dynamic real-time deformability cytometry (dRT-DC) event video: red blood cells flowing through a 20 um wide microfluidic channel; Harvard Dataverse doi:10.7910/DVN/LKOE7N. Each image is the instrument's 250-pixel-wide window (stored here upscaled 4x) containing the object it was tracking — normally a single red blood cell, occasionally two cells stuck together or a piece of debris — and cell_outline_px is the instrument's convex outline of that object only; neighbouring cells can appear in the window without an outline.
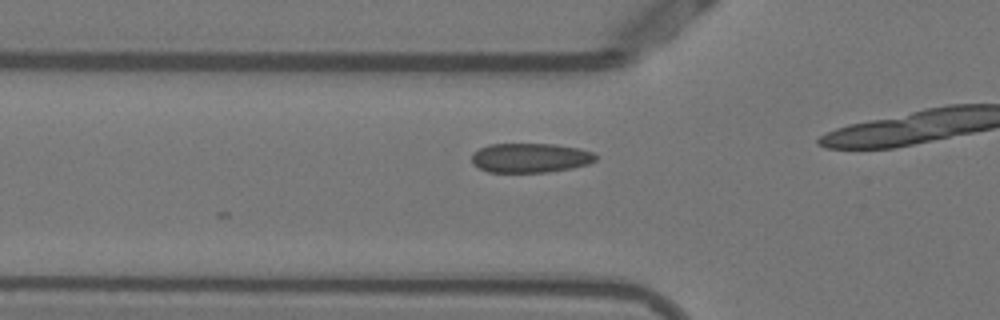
{"species": "Egyptian fruit bat (a non-hibernating species)", "species_latin": "Rousettus aegyptiacus", "temperature_condition": "warm", "stored_images_in_passage": 7, "camera_frame_rate_fps": 3000, "um_per_image_px": 0.085, "animal": {"sex": "female"}, "frame": {"image": 1, "passage_image": 3, "time_ms": 0.667, "image_size_px": [1000, 320], "cell_outline_px": [[596, 160], [588, 164], [572, 168], [548, 172], [488, 172], [472, 164], [472, 152], [488, 144], [556, 144], [580, 148], [596, 152]], "centroid_in_image_um": [45.09, 13.41], "position_along_channel_um": 80.7, "area_um2": 21.5}}
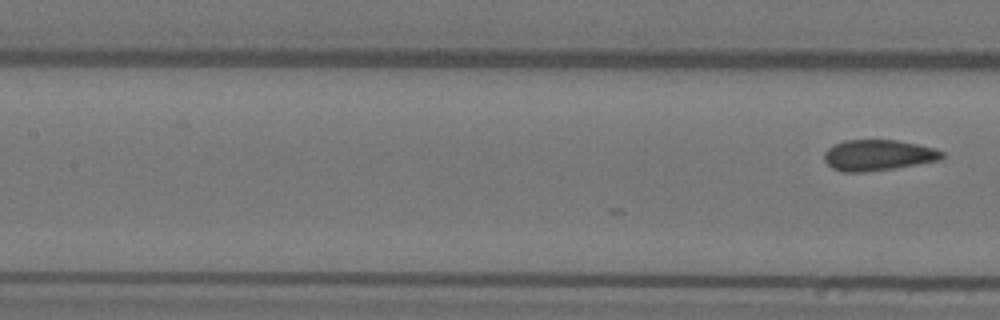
{"frame": {"image": 2, "passage_image": 7, "time_ms": 2.0, "image_size_px": [1000, 320], "cell_outline_px": [[944, 156], [940, 160], [868, 172], [844, 172], [832, 168], [824, 160], [824, 152], [828, 148], [844, 140], [896, 140], [936, 148], [944, 152]], "centroid_in_image_um": [74.63, 13.19], "position_along_channel_um": 132.8, "area_um2": 21.1}}